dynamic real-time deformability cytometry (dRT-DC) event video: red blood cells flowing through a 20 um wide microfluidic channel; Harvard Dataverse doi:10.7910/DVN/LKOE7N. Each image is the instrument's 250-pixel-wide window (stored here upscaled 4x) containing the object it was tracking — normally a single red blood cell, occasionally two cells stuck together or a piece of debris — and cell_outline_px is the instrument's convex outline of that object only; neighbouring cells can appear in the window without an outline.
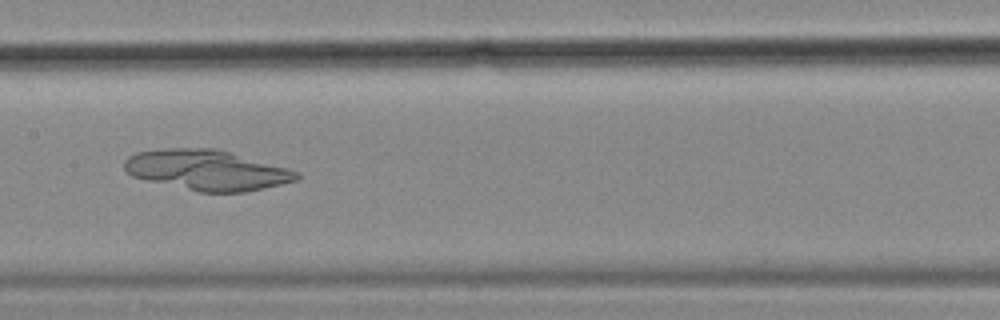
{"species": "common noctule bat (a hibernating species)", "species_latin": "Nyctalus noctula", "temperature_condition": "cold", "stored_images_in_passage": 55, "camera_frame_rate_fps": 3000, "um_per_image_px": 0.085, "animal": {"sex": "female", "body_mass_g": 18.4}, "frame": {"image": 1, "passage_image": 27, "time_ms": 8.667, "image_size_px": [1000, 320], "cell_outline_px": [[300, 180], [264, 188], [244, 192], [200, 192], [148, 180], [132, 176], [124, 168], [124, 160], [128, 156], [136, 152], [164, 148], [216, 148], [288, 168], [300, 172]], "centroid_in_image_um": [17.61, 14.45], "position_along_channel_um": 189.8, "area_um2": 40.4}}
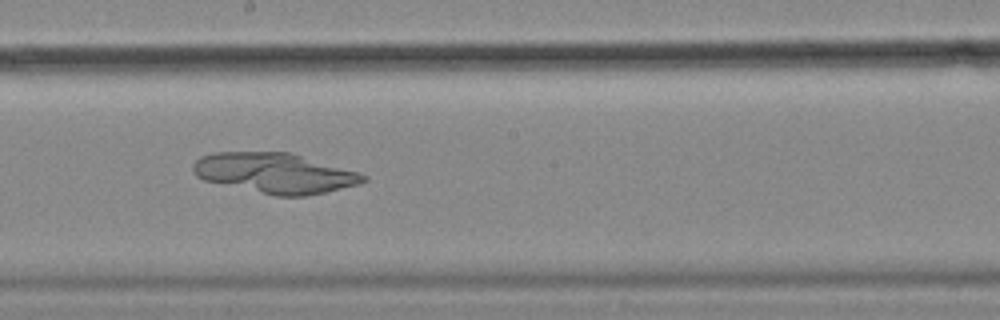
{"frame": {"image": 2, "passage_image": 30, "time_ms": 9.667, "image_size_px": [1000, 320], "cell_outline_px": [[368, 180], [360, 184], [308, 196], [276, 196], [204, 180], [196, 176], [192, 172], [192, 164], [200, 156], [212, 152], [292, 152], [360, 172], [368, 176]], "centroid_in_image_um": [23.4, 14.7], "position_along_channel_um": 224.8, "area_um2": 40.23}}
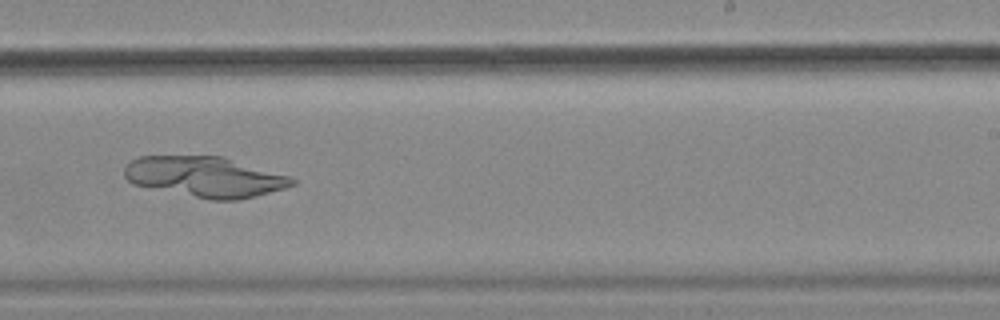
{"frame": {"image": 3, "passage_image": 34, "time_ms": 11.0, "image_size_px": [1000, 320], "cell_outline_px": [[296, 184], [284, 188], [256, 196], [236, 200], [212, 200], [132, 184], [124, 176], [124, 168], [132, 160], [140, 156], [220, 156], [292, 176], [296, 180]], "centroid_in_image_um": [17.45, 15.03], "position_along_channel_um": 271.6, "area_um2": 39.36}}